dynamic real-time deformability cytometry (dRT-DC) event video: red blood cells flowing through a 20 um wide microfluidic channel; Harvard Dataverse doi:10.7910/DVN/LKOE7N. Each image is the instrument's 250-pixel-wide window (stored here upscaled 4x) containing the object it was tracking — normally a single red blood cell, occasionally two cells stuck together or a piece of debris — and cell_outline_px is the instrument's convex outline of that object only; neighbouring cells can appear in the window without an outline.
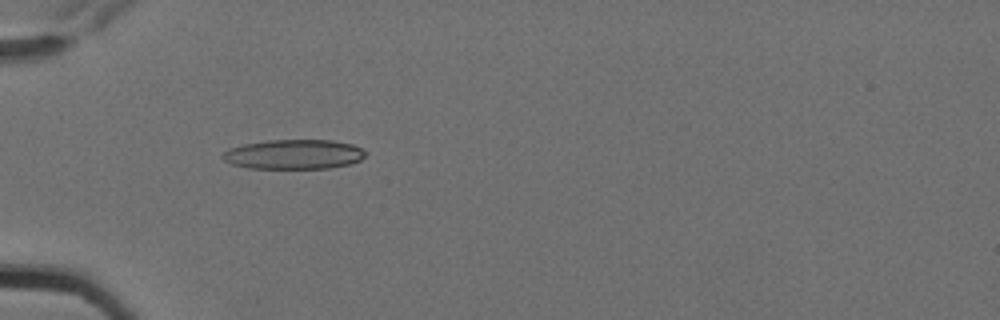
{"species": "Egyptian fruit bat (a non-hibernating species)", "species_latin": "Rousettus aegyptiacus", "temperature_condition": "cold", "stored_images_in_passage": 5, "camera_frame_rate_fps": 3000, "um_per_image_px": 0.085, "animal": {"sex": "female"}, "frame": {"image": 1, "passage_image": 4, "time_ms": 1.0, "image_size_px": [1000, 320], "cell_outline_px": [[368, 152], [360, 160], [352, 164], [328, 168], [248, 168], [232, 164], [224, 160], [220, 156], [228, 148], [244, 144], [268, 140], [332, 140], [352, 144]], "centroid_in_image_um": [24.98, 13.11], "position_along_channel_um": 60.0, "area_um2": 24.74}}